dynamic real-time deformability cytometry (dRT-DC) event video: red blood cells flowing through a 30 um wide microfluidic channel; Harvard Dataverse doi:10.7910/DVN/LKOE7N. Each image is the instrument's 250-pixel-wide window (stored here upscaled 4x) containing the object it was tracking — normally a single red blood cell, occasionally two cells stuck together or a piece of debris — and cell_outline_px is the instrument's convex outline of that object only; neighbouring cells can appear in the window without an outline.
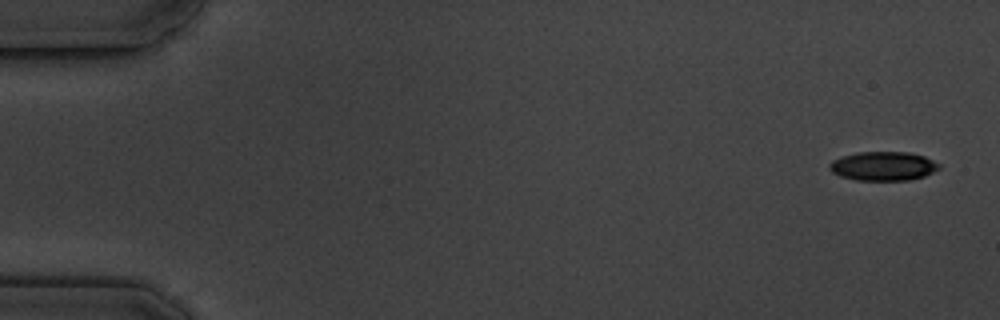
{"species": "common noctule bat (a hibernating species)", "species_latin": "Nyctalus noctula", "temperature_condition": "cold", "stored_images_in_passage": 10, "camera_frame_rate_fps": 3000, "um_per_image_px": 0.085, "animal": {"sex": "male", "body_mass_g": 19.5, "forearm_length_mm": 54.6}, "frame": {"image": 1, "passage_image": 1, "time_ms": 0.0, "image_size_px": [1000, 320], "cell_outline_px": [[940, 168], [924, 176], [908, 180], [856, 180], [840, 176], [832, 172], [828, 168], [828, 164], [832, 160], [844, 156], [860, 152], [908, 152], [924, 156], [940, 164]], "centroid_in_image_um": [75.06, 14.12], "position_along_channel_um": 9.9, "area_um2": 18.44}}
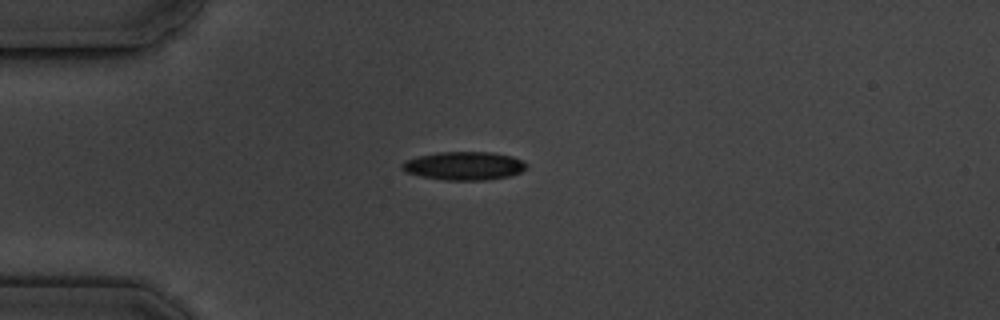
{"frame": {"image": 2, "passage_image": 4, "time_ms": 4.333, "image_size_px": [1000, 320], "cell_outline_px": [[528, 164], [520, 172], [508, 176], [484, 180], [444, 180], [424, 176], [408, 172], [400, 168], [400, 164], [404, 160], [420, 156], [440, 152], [492, 152], [512, 156], [524, 160]], "centroid_in_image_um": [39.46, 14.08], "position_along_channel_um": 45.5, "area_um2": 20.4}}